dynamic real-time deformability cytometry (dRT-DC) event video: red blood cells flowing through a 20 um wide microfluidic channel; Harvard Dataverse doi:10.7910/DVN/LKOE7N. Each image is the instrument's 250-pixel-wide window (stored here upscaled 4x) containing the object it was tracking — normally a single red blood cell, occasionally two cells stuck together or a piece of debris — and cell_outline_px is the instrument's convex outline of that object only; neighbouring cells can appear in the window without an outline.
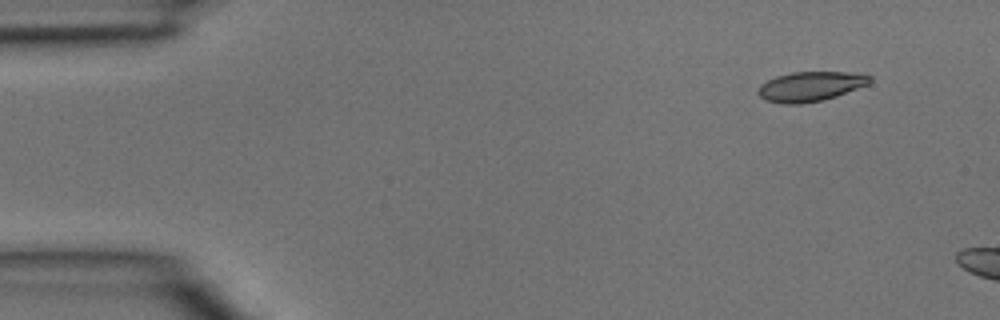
{"species": "common noctule bat (a hibernating species)", "species_latin": "Nyctalus noctula", "temperature_condition": "room temperature", "stored_images_in_passage": 2, "camera_frame_rate_fps": 3000, "um_per_image_px": 0.085, "animal": {"sex": "male", "body_mass_g": 15.6}, "frame": {"image": 1, "passage_image": 1, "time_ms": 0.0, "image_size_px": [1000, 320], "cell_outline_px": [[872, 80], [868, 84], [836, 96], [820, 100], [800, 104], [784, 104], [768, 100], [760, 96], [756, 92], [760, 84], [776, 76], [792, 72], [848, 72], [872, 76]], "centroid_in_image_um": [68.87, 7.34], "position_along_channel_um": 16.1, "area_um2": 19.13}}